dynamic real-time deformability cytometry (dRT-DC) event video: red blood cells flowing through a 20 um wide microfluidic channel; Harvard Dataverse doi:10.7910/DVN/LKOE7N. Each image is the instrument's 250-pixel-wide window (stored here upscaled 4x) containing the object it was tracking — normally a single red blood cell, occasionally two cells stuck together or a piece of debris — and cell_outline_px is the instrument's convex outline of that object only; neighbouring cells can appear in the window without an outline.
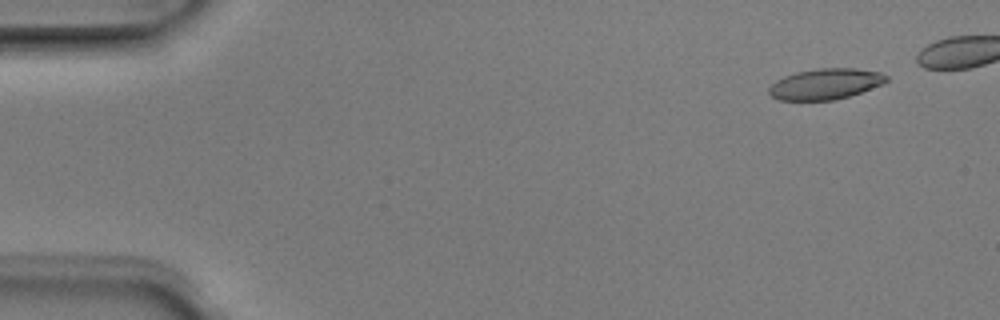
{"species": "Egyptian fruit bat (a non-hibernating species)", "species_latin": "Rousettus aegyptiacus", "temperature_condition": "room temperature", "stored_images_in_passage": 3, "camera_frame_rate_fps": 3000, "um_per_image_px": 0.085, "animal": {"sex": "male"}, "frame": {"image": 1, "passage_image": 1, "time_ms": 0.0, "image_size_px": [1000, 320], "cell_outline_px": [[888, 80], [884, 84], [848, 96], [832, 100], [780, 100], [772, 96], [768, 92], [768, 88], [776, 80], [784, 76], [796, 72], [820, 68], [856, 68], [880, 72], [888, 76]], "centroid_in_image_um": [70.17, 7.13], "position_along_channel_um": 14.8, "area_um2": 21.04}}